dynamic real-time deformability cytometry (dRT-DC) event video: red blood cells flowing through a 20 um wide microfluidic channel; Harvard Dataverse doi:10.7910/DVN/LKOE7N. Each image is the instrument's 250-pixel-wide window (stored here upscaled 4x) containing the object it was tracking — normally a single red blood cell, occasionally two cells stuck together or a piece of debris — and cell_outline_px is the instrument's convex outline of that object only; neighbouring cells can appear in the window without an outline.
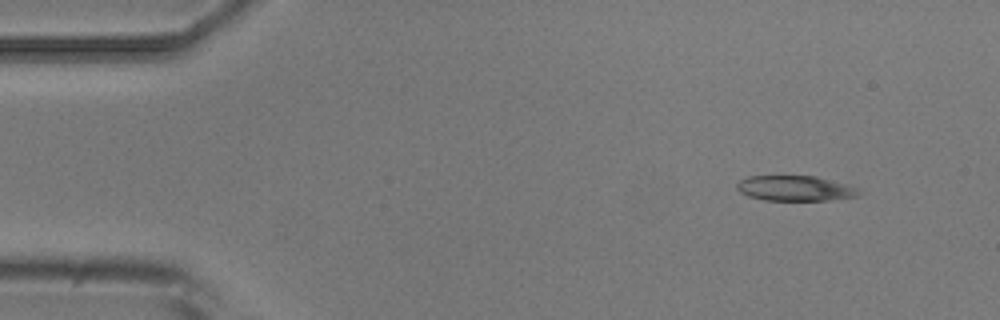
{"species": "common noctule bat (a hibernating species)", "species_latin": "Nyctalus noctula", "temperature_condition": "room temperature", "stored_images_in_passage": 5, "segment_of_instrument_passage": [2, 2], "camera_frame_rate_fps": 3000, "um_per_image_px": 0.085, "animal": {"sex": "male", "body_mass_g": 20.5, "forearm_length_mm": 52.5}, "frame": {"image": 1, "passage_image": 5, "time_ms": 5.667, "image_size_px": [1000, 320], "cell_outline_px": [[864, 192], [860, 196], [828, 200], [764, 200], [748, 196], [740, 192], [736, 188], [736, 184], [740, 180], [748, 176], [816, 176], [848, 184]], "centroid_in_image_um": [67.62, 16.01], "position_along_channel_um": 17.4, "area_um2": 18.09}}